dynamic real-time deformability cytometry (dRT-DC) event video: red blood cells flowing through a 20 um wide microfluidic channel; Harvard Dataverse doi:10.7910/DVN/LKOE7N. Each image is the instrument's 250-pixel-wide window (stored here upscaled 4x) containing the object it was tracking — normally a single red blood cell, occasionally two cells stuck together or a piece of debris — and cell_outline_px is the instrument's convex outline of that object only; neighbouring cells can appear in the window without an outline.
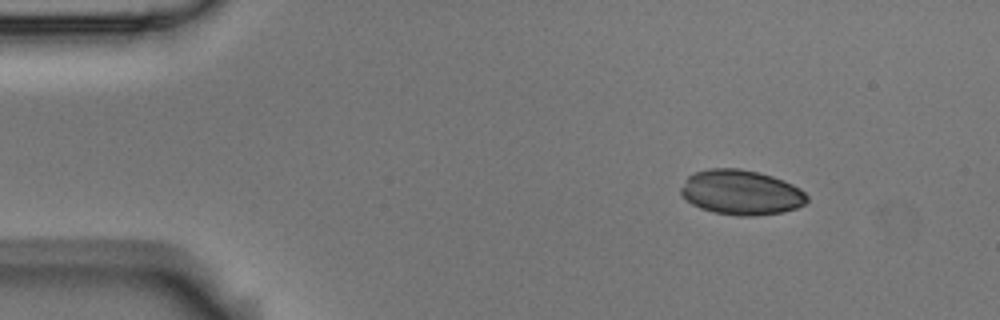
{"species": "Egyptian fruit bat (a non-hibernating species)", "species_latin": "Rousettus aegyptiacus", "temperature_condition": "room temperature", "stored_images_in_passage": 2, "camera_frame_rate_fps": 3000, "um_per_image_px": 0.085, "animal": {"sex": "male"}, "frame": {"image": 1, "passage_image": 1, "time_ms": 0.0, "image_size_px": [1000, 320], "cell_outline_px": [[808, 200], [804, 204], [796, 208], [780, 212], [752, 216], [736, 216], [712, 212], [700, 208], [692, 204], [680, 192], [680, 188], [688, 176], [696, 172], [708, 168], [740, 168], [772, 176], [784, 180], [800, 188], [808, 196]], "centroid_in_image_um": [62.99, 16.35], "position_along_channel_um": 22.0, "area_um2": 32.95}}